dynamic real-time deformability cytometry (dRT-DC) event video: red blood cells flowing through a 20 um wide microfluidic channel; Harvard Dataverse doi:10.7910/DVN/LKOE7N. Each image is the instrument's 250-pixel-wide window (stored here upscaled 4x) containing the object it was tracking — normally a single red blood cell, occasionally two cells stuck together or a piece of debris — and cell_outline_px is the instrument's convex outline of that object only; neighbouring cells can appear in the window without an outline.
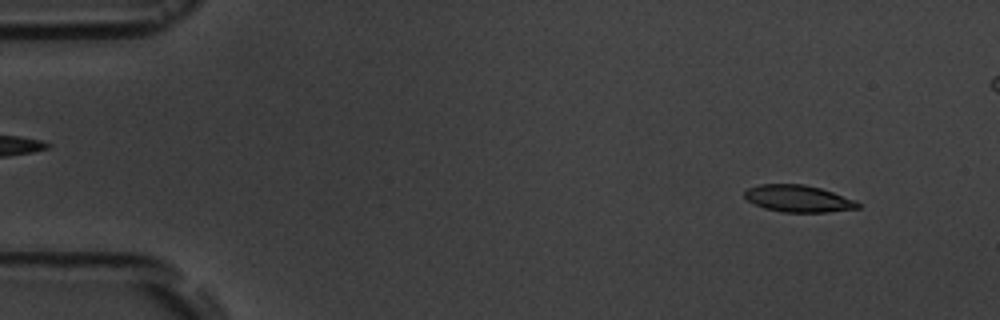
{"species": "common noctule bat (a hibernating species)", "species_latin": "Nyctalus noctula", "temperature_condition": "room temperature", "stored_images_in_passage": 5, "camera_frame_rate_fps": 3000, "um_per_image_px": 0.085, "animal": {"sex": "male", "body_mass_g": 19.5, "forearm_length_mm": 54.6}, "frame": {"image": 1, "passage_image": 1, "time_ms": 0.0, "image_size_px": [1000, 320], "cell_outline_px": [[860, 208], [828, 212], [784, 212], [764, 208], [748, 200], [744, 196], [744, 192], [748, 188], [760, 184], [804, 184], [820, 188], [856, 200], [860, 204]], "centroid_in_image_um": [67.87, 16.88], "position_along_channel_um": 17.1, "area_um2": 17.69}}
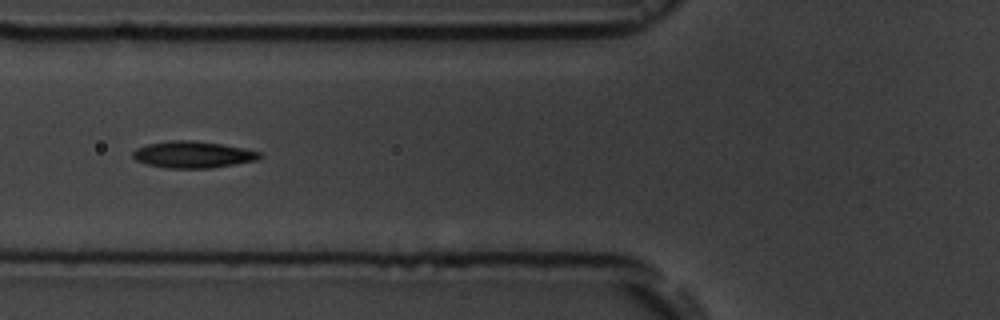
{"frame": {"image": 2, "passage_image": 5, "time_ms": 5.333, "image_size_px": [1000, 320], "cell_outline_px": [[264, 156], [256, 160], [212, 168], [168, 168], [148, 164], [136, 160], [132, 156], [132, 152], [136, 148], [148, 144], [172, 140], [192, 140], [220, 144], [244, 148], [260, 152]], "centroid_in_image_um": [16.4, 13.14], "position_along_channel_um": 109.4, "area_um2": 19.59}}